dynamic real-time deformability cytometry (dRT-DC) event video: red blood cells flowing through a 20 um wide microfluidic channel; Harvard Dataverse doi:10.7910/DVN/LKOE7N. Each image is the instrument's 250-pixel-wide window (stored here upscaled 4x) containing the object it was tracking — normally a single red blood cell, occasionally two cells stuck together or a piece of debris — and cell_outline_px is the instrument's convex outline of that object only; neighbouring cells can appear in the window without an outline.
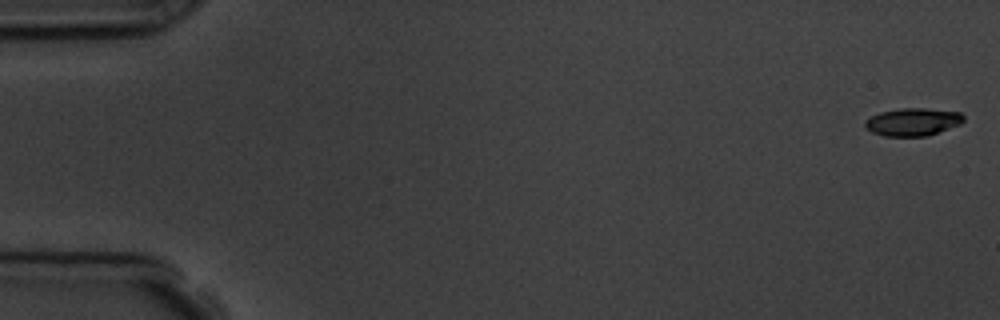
{"species": "common noctule bat (a hibernating species)", "species_latin": "Nyctalus noctula", "temperature_condition": "room temperature", "stored_images_in_passage": 5, "camera_frame_rate_fps": 3000, "um_per_image_px": 0.085, "animal": {"sex": "male", "body_mass_g": 19.5, "forearm_length_mm": 54.6}, "frame": {"image": 1, "passage_image": 1, "time_ms": 0.0, "image_size_px": [1000, 320], "cell_outline_px": [[964, 120], [960, 124], [928, 136], [884, 136], [872, 132], [864, 124], [872, 116], [880, 112], [900, 108], [924, 108], [960, 112], [964, 116]], "centroid_in_image_um": [77.62, 10.36], "position_along_channel_um": 7.4, "area_um2": 15.78}}
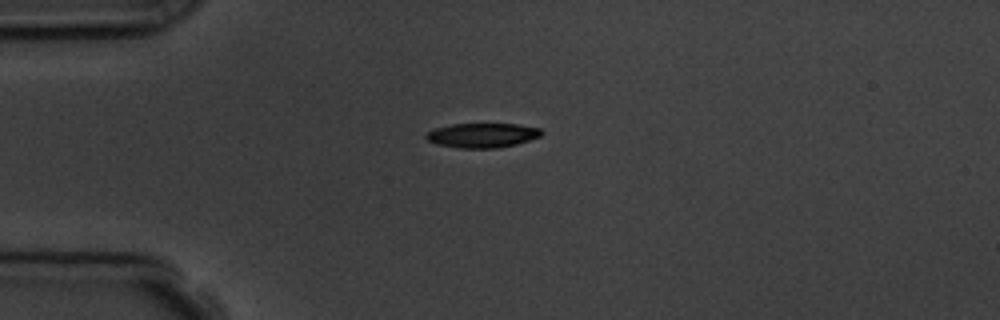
{"frame": {"image": 2, "passage_image": 5, "time_ms": 4.333, "image_size_px": [1000, 320], "cell_outline_px": [[544, 132], [540, 136], [516, 144], [496, 148], [460, 148], [436, 144], [428, 140], [424, 136], [428, 132], [436, 128], [452, 124], [520, 124], [540, 128]], "centroid_in_image_um": [41.01, 11.5], "position_along_channel_um": 44.0, "area_um2": 16.42}}